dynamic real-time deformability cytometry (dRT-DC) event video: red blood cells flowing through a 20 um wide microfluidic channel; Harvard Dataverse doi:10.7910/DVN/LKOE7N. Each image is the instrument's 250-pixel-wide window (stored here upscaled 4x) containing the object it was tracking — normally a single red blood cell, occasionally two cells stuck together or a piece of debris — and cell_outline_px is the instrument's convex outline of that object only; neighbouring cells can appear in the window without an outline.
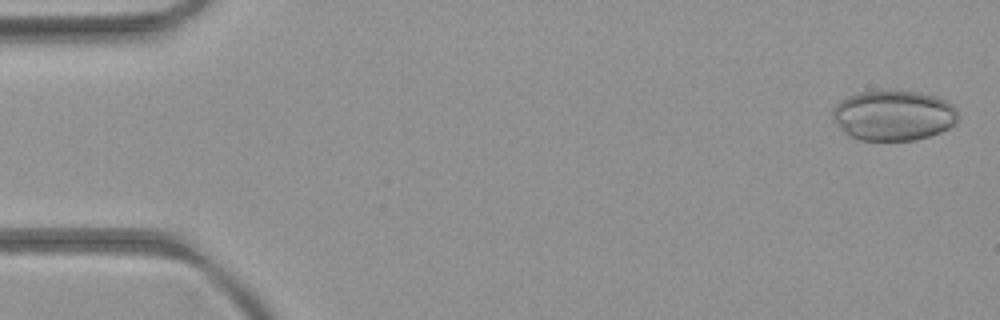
{"species": "common noctule bat (a hibernating species)", "species_latin": "Nyctalus noctula", "temperature_condition": "room temperature", "stored_images_in_passage": 5, "camera_frame_rate_fps": 3000, "um_per_image_px": 0.085, "animal": {"sex": "female", "body_mass_g": 21.9}, "frame": {"image": 1, "passage_image": 1, "time_ms": 0.0, "image_size_px": [1000, 320], "cell_outline_px": [[956, 124], [940, 132], [916, 140], [856, 140], [848, 136], [832, 120], [832, 108], [840, 100], [848, 96], [860, 92], [920, 92], [936, 96], [952, 104], [956, 108]], "centroid_in_image_um": [75.91, 9.83], "position_along_channel_um": 9.1, "area_um2": 36.65}}